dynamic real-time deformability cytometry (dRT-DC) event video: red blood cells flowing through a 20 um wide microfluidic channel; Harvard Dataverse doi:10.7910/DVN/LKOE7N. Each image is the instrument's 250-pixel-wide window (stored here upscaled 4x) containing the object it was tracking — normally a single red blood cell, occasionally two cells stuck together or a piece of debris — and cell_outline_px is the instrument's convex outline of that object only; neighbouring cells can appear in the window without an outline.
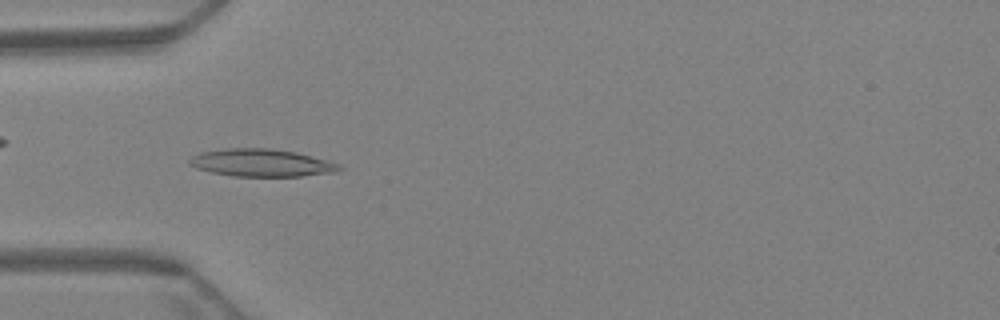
{"species": "Egyptian fruit bat (a non-hibernating species)", "species_latin": "Rousettus aegyptiacus", "temperature_condition": "warm", "stored_images_in_passage": 64, "camera_frame_rate_fps": 3000, "um_per_image_px": 0.085, "animal": {"sex": "female"}, "frame": {"image": 1, "passage_image": 20, "time_ms": 6.333, "image_size_px": [1000, 320], "cell_outline_px": [[344, 168], [332, 172], [300, 176], [232, 176], [212, 172], [196, 168], [188, 164], [188, 160], [192, 156], [200, 152], [228, 148], [264, 148], [296, 152], [324, 160], [336, 164]], "centroid_in_image_um": [22.13, 13.84], "position_along_channel_um": 62.9, "area_um2": 23.64}}
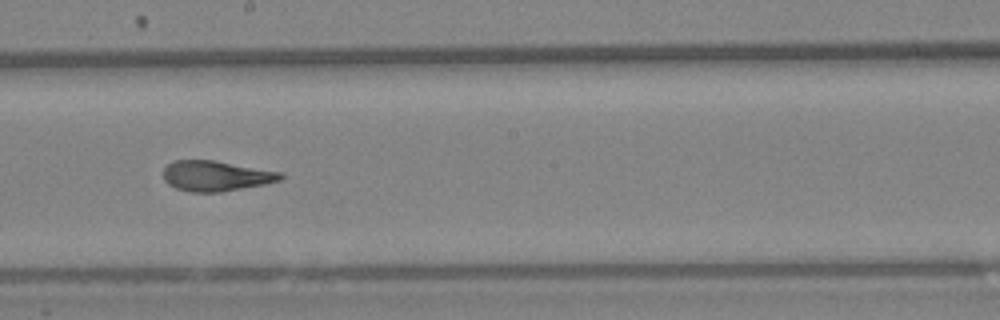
{"frame": {"image": 2, "passage_image": 36, "time_ms": 11.667, "image_size_px": [1000, 320], "cell_outline_px": [[284, 176], [280, 180], [264, 184], [220, 192], [192, 192], [176, 188], [168, 184], [164, 180], [164, 168], [168, 164], [176, 160], [212, 160], [284, 172]], "centroid_in_image_um": [18.37, 14.95], "position_along_channel_um": 229.8, "area_um2": 20.63}}
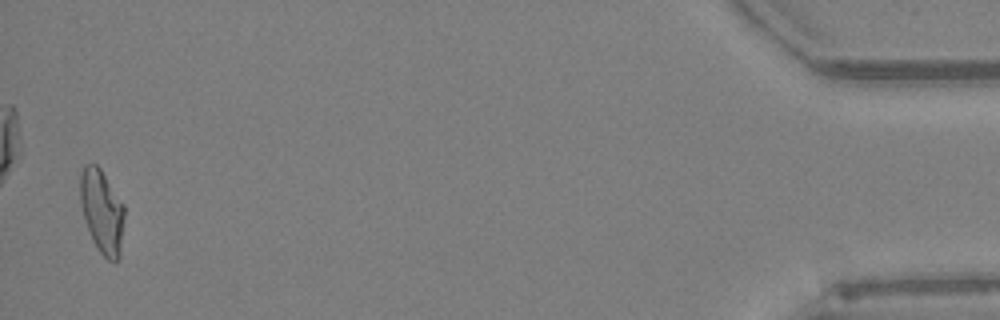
{"frame": {"image": 3, "passage_image": 63, "time_ms": 20.667, "image_size_px": [1000, 320], "cell_outline_px": [[124, 216], [120, 256], [116, 260], [108, 260], [96, 248], [92, 240], [80, 204], [80, 176], [84, 164], [96, 164], [100, 168], [124, 204]], "centroid_in_image_um": [8.66, 17.96], "position_along_channel_um": 426.5, "area_um2": 21.44}, "authors_computed_cell_mechanics": {"area_um2": 21.4727, "velocity_mm_per_s": 3.1736, "shape_relaxation_time_tau1_ms": 7.2053, "shape_relaxation_time_tau2_ms": 2.0271, "deformation_change_tau1": 0.2217, "deformation_change_tau2": 0.1031}}